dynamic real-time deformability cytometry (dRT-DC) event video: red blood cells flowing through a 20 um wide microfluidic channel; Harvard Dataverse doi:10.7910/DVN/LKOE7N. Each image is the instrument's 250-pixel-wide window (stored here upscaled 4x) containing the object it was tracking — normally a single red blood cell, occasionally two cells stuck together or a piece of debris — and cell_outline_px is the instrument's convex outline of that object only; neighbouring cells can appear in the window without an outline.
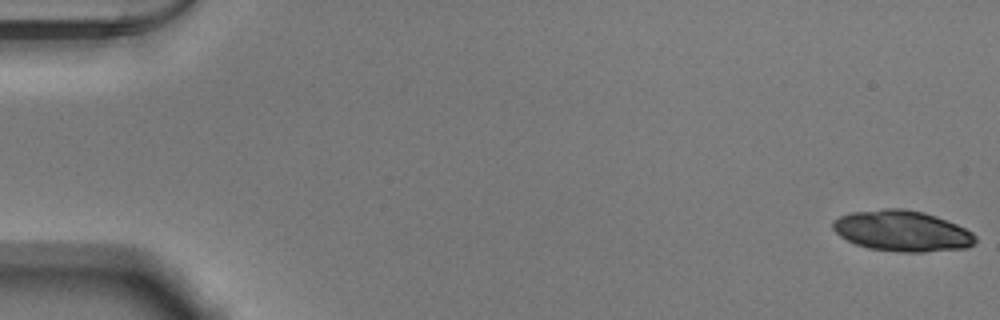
{"species": "Egyptian fruit bat (a non-hibernating species)", "species_latin": "Rousettus aegyptiacus", "temperature_condition": "warm", "stored_images_in_passage": 20, "camera_frame_rate_fps": 3000, "um_per_image_px": 0.085, "animal": {"sex": "male"}, "frame": {"image": 1, "passage_image": 1, "time_ms": 0.0, "image_size_px": [1000, 320], "cell_outline_px": [[976, 240], [968, 248], [924, 252], [900, 252], [868, 248], [856, 244], [840, 236], [832, 228], [832, 220], [840, 216], [852, 212], [884, 208], [904, 208], [924, 212], [936, 216], [956, 224], [972, 232], [976, 236]], "centroid_in_image_um": [76.67, 19.63], "position_along_channel_um": 8.3, "area_um2": 33.99}}